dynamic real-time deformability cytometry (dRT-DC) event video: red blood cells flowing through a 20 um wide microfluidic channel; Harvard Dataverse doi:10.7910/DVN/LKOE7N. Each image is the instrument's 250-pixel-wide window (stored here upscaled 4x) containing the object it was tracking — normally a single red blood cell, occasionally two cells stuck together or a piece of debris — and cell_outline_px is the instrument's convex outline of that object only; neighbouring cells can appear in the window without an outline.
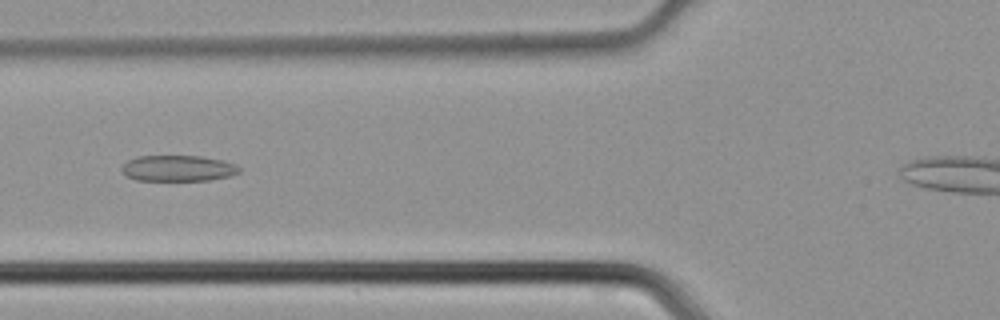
{"species": "common noctule bat (a hibernating species)", "species_latin": "Nyctalus noctula", "temperature_condition": "cold", "stored_images_in_passage": 38, "camera_frame_rate_fps": 3000, "um_per_image_px": 0.085, "animal": {"sex": "male", "body_mass_g": 21.5, "forearm_length_mm": 52.0}, "frame": {"image": 1, "passage_image": 15, "time_ms": 4.667, "image_size_px": [1000, 320], "cell_outline_px": [[240, 172], [228, 176], [208, 180], [136, 180], [128, 176], [120, 168], [128, 160], [136, 156], [200, 156], [220, 160], [236, 164], [240, 168]], "centroid_in_image_um": [15.12, 14.3], "position_along_channel_um": 110.7, "area_um2": 17.57}}
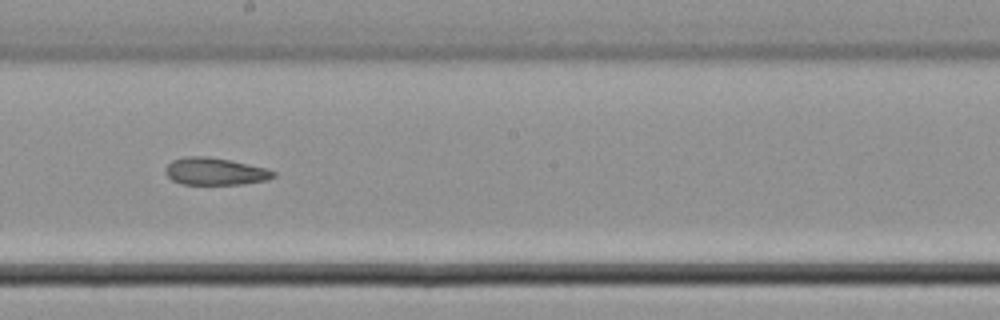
{"frame": {"image": 2, "passage_image": 23, "time_ms": 7.333, "image_size_px": [1000, 320], "cell_outline_px": [[276, 176], [268, 180], [244, 184], [180, 184], [172, 180], [164, 172], [164, 168], [172, 160], [184, 156], [208, 156], [232, 160], [268, 168], [276, 172]], "centroid_in_image_um": [18.3, 14.56], "position_along_channel_um": 229.9, "area_um2": 17.51}}
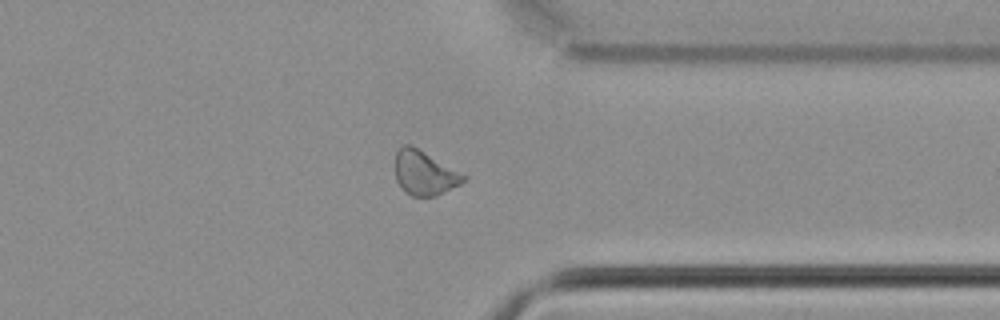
{"frame": {"image": 3, "passage_image": 33, "time_ms": 10.667, "image_size_px": [1000, 320], "cell_outline_px": [[468, 176], [460, 184], [436, 196], [412, 196], [404, 192], [396, 180], [396, 152], [404, 144], [408, 144], [416, 148]], "centroid_in_image_um": [36.07, 14.73], "position_along_channel_um": 375.3, "area_um2": 17.28}}